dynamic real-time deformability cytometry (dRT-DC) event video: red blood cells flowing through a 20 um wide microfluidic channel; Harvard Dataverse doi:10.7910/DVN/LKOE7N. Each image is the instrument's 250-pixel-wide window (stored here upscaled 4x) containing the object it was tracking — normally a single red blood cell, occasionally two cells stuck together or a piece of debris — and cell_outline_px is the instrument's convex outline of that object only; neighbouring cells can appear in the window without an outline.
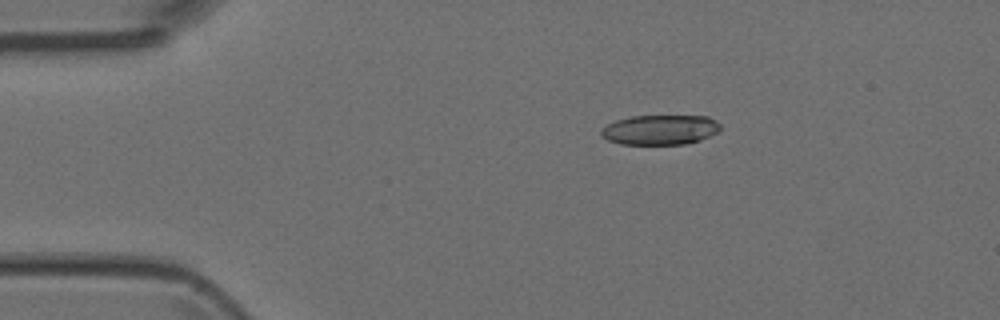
{"species": "Egyptian fruit bat (a non-hibernating species)", "species_latin": "Rousettus aegyptiacus", "temperature_condition": "room temperature", "stored_images_in_passage": 7, "camera_frame_rate_fps": 3000, "um_per_image_px": 0.085, "animal": {"sex": "female"}, "frame": {"image": 1, "passage_image": 2, "time_ms": 1.333, "image_size_px": [1000, 320], "cell_outline_px": [[720, 128], [716, 132], [700, 140], [684, 144], [620, 144], [608, 140], [600, 136], [600, 132], [608, 124], [616, 120], [632, 116], [708, 116], [716, 120], [720, 124]], "centroid_in_image_um": [56.1, 11.03], "position_along_channel_um": 28.9, "area_um2": 20.63}}
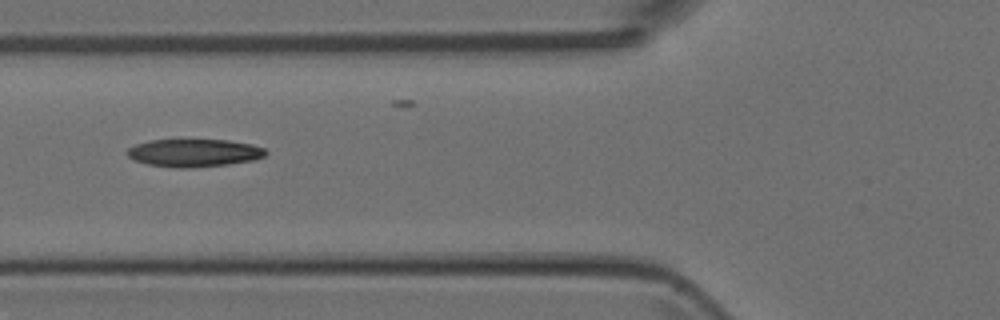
{"frame": {"image": 2, "passage_image": 5, "time_ms": 4.667, "image_size_px": [1000, 320], "cell_outline_px": [[268, 152], [264, 156], [252, 160], [228, 164], [192, 168], [176, 168], [148, 164], [136, 160], [128, 156], [124, 152], [128, 148], [136, 144], [148, 140], [228, 140], [252, 144], [264, 148]], "centroid_in_image_um": [16.48, 12.99], "position_along_channel_um": 109.3, "area_um2": 22.43}}
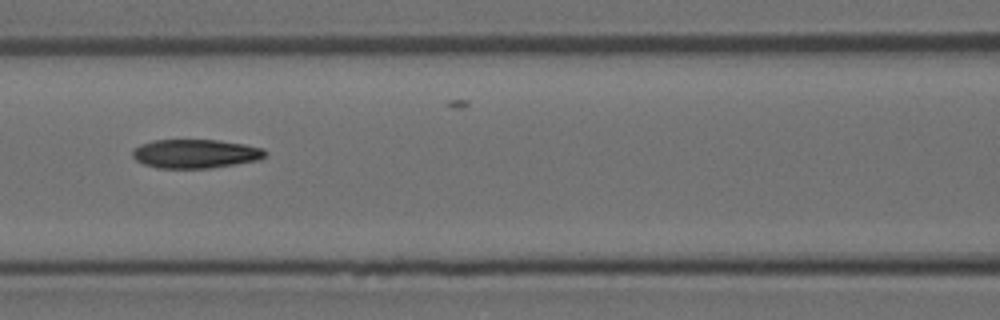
{"frame": {"image": 3, "passage_image": 6, "time_ms": 5.667, "image_size_px": [1000, 320], "cell_outline_px": [[268, 156], [260, 160], [208, 168], [156, 168], [144, 164], [136, 160], [132, 156], [132, 152], [140, 144], [152, 140], [220, 140], [244, 144], [264, 148], [268, 152]], "centroid_in_image_um": [16.65, 13.06], "position_along_channel_um": 149.9, "area_um2": 22.48}}